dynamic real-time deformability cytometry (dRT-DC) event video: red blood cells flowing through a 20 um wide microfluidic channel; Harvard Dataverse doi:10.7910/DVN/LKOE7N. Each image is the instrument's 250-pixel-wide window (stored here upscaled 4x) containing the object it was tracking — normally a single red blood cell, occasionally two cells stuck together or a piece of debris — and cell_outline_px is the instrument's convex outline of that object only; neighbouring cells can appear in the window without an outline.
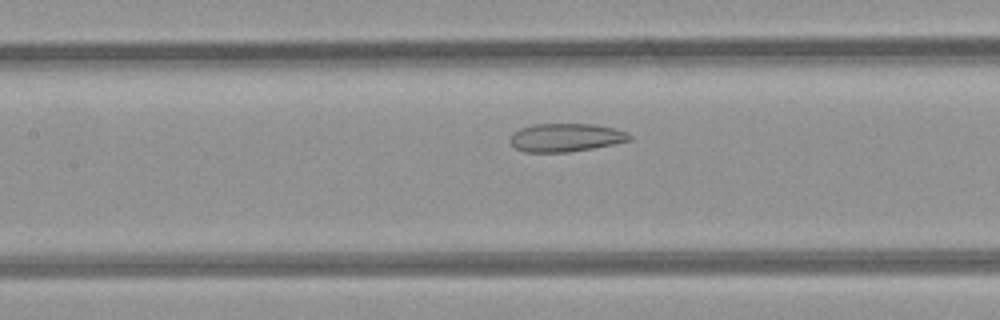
{"species": "common noctule bat (a hibernating species)", "species_latin": "Nyctalus noctula", "temperature_condition": "room temperature", "stored_images_in_passage": 27, "camera_frame_rate_fps": 3000, "um_per_image_px": 0.085, "animal": {"sex": "female", "body_mass_g": 21.9}, "frame": {"image": 1, "passage_image": 10, "time_ms": 3.0, "image_size_px": [1000, 320], "cell_outline_px": [[632, 140], [592, 148], [568, 152], [524, 152], [516, 148], [508, 140], [512, 132], [520, 128], [532, 124], [592, 124], [612, 128], [628, 132], [632, 136]], "centroid_in_image_um": [48.05, 11.69], "position_along_channel_um": 159.3, "area_um2": 19.71}}
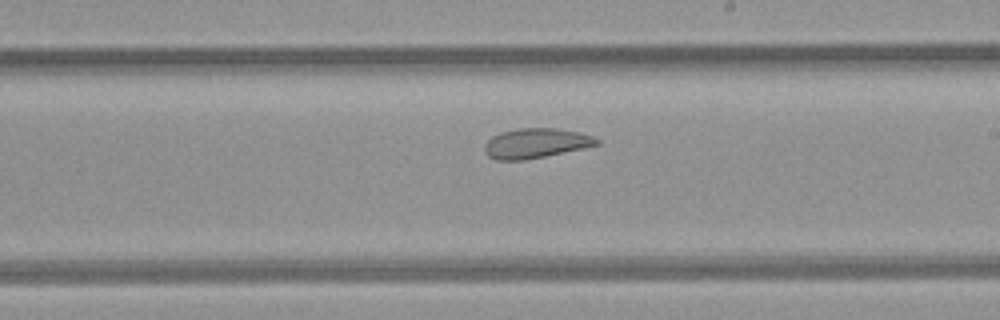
{"frame": {"image": 2, "passage_image": 16, "time_ms": 5.0, "image_size_px": [1000, 320], "cell_outline_px": [[600, 144], [544, 156], [524, 160], [496, 160], [488, 156], [484, 152], [484, 144], [492, 136], [504, 132], [520, 128], [556, 128], [580, 132], [592, 136], [600, 140]], "centroid_in_image_um": [45.53, 12.17], "position_along_channel_um": 243.5, "area_um2": 19.31}}
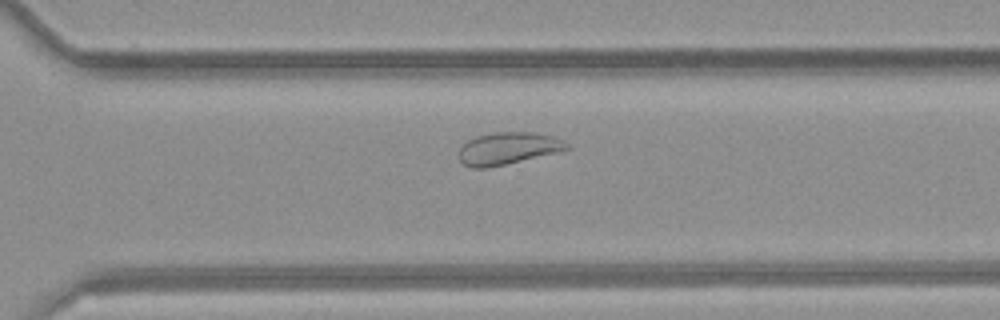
{"frame": {"image": 3, "passage_image": 22, "time_ms": 7.0, "image_size_px": [1000, 320], "cell_outline_px": [[572, 148], [556, 152], [488, 168], [472, 168], [464, 164], [460, 160], [460, 148], [468, 140], [476, 136], [492, 132], [532, 132], [552, 136], [564, 140]], "centroid_in_image_um": [43.18, 12.6], "position_along_channel_um": 327.4, "area_um2": 20.06}, "authors_computed_cell_mechanics": {"area_um2": 20.0566, "velocity_mm_per_s": 4.2158, "shape_relaxation_time_tau1_ms": null, "shape_relaxation_time_tau2_ms": 1.5867, "deformation_change_tau1": null, "deformation_change_tau2": 0.0757}}